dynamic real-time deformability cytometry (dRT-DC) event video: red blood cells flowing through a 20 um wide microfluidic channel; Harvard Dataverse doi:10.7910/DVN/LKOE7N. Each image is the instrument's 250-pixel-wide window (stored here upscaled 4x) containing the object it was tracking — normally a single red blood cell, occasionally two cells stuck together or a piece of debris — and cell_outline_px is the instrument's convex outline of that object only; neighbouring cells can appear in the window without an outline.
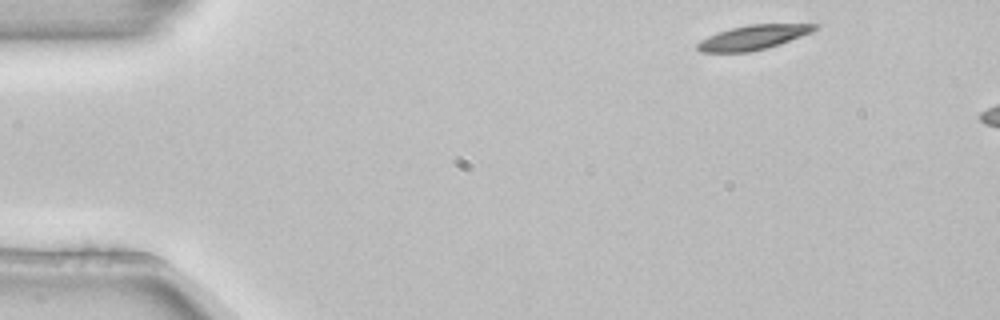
{"species": "common noctule bat (a hibernating species)", "species_latin": "Nyctalus noctula", "temperature_condition": "room temperature", "stored_images_in_passage": 3, "camera_frame_rate_fps": 3000, "um_per_image_px": 0.085, "animal": {"sex": "female", "body_mass_g": 22.7, "forearm_length_mm": 54.2}, "frame": {"image": 1, "passage_image": 1, "time_ms": 0.0, "image_size_px": [1000, 320], "cell_outline_px": [[820, 24], [812, 32], [780, 44], [748, 52], [700, 52], [696, 48], [696, 44], [700, 40], [708, 36], [732, 28], [748, 24]], "centroid_in_image_um": [64.0, 3.18], "position_along_channel_um": 21.0, "area_um2": 16.53}}